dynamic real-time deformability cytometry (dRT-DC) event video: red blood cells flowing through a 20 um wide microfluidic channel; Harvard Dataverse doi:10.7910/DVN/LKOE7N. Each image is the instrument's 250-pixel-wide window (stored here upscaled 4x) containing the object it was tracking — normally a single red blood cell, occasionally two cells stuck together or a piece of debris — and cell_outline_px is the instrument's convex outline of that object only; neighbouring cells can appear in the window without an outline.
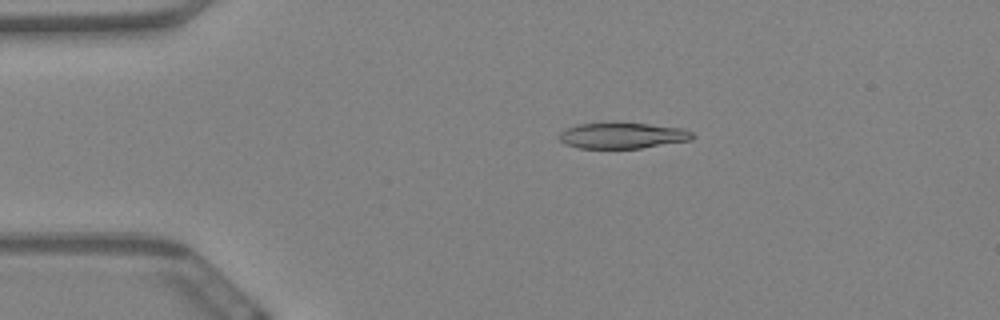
{"species": "Egyptian fruit bat (a non-hibernating species)", "species_latin": "Rousettus aegyptiacus", "temperature_condition": "warm", "stored_images_in_passage": 60, "camera_frame_rate_fps": 3000, "um_per_image_px": 0.085, "animal": {"sex": "female"}, "frame": {"image": 1, "passage_image": 12, "time_ms": 3.667, "image_size_px": [1000, 320], "cell_outline_px": [[696, 136], [692, 140], [640, 148], [580, 148], [564, 144], [560, 140], [560, 132], [576, 124], [648, 124], [684, 128], [692, 132]], "centroid_in_image_um": [52.96, 11.54], "position_along_channel_um": 32.0, "area_um2": 19.77}}
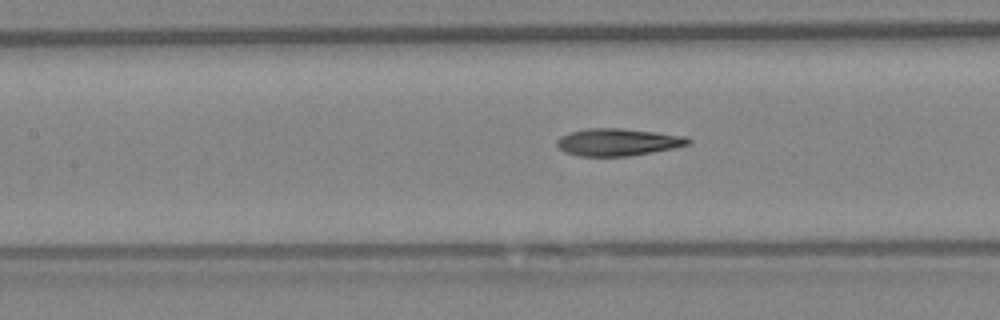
{"frame": {"image": 2, "passage_image": 27, "time_ms": 8.667, "image_size_px": [1000, 320], "cell_outline_px": [[692, 140], [688, 144], [672, 148], [652, 152], [628, 156], [580, 156], [564, 152], [556, 144], [556, 140], [560, 136], [568, 132], [588, 128], [620, 128], [656, 132], [684, 136]], "centroid_in_image_um": [52.46, 12.07], "position_along_channel_um": 154.9, "area_um2": 20.81}}
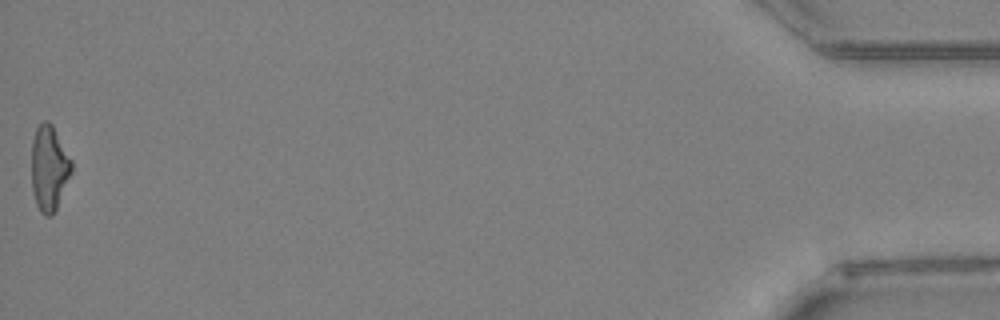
{"frame": {"image": 3, "passage_image": 60, "time_ms": 19.667, "image_size_px": [1000, 320], "cell_outline_px": [[72, 172], [56, 208], [52, 216], [44, 216], [40, 212], [36, 204], [32, 188], [32, 140], [36, 128], [44, 120], [48, 120], [52, 124], [72, 160]], "centroid_in_image_um": [4.17, 14.28], "position_along_channel_um": 431.0, "area_um2": 19.88}, "authors_computed_cell_mechanics": {"area_um2": 20.519, "velocity_mm_per_s": 3.4185, "shape_relaxation_time_tau1_ms": 8.5683, "shape_relaxation_time_tau2_ms": 3.5203, "deformation_change_tau1": 0.2397, "deformation_change_tau2": 0.1269}}